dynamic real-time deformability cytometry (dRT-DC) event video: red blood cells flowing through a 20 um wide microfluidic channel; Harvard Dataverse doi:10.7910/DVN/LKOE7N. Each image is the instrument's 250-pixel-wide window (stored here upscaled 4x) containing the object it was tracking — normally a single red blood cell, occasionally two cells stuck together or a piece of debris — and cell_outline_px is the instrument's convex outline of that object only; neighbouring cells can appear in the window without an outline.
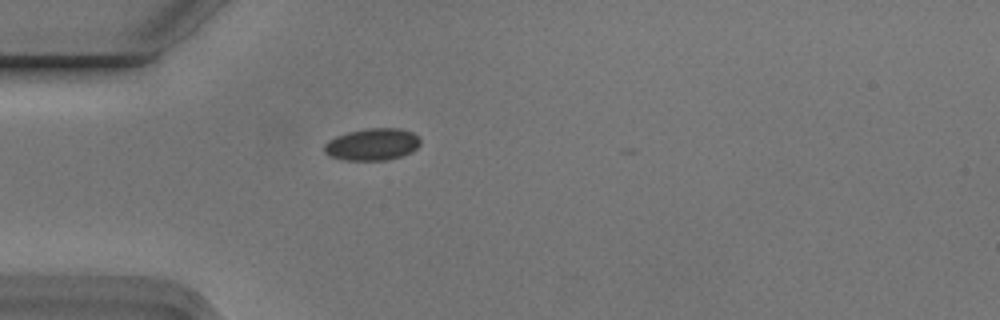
{"species": "Egyptian fruit bat (a non-hibernating species)", "species_latin": "Rousettus aegyptiacus", "temperature_condition": "cold", "stored_images_in_passage": 1, "camera_frame_rate_fps": 3000, "um_per_image_px": 0.085, "animal": {"sex": "male"}, "frame": {"image": 1, "passage_image": 1, "time_ms": 0.0, "image_size_px": [1000, 320], "cell_outline_px": [[420, 144], [412, 152], [400, 156], [384, 160], [344, 160], [332, 156], [324, 152], [324, 144], [328, 140], [336, 136], [348, 132], [368, 128], [400, 128], [412, 132], [420, 136]], "centroid_in_image_um": [31.66, 12.26], "position_along_channel_um": 53.3, "area_um2": 17.92}}